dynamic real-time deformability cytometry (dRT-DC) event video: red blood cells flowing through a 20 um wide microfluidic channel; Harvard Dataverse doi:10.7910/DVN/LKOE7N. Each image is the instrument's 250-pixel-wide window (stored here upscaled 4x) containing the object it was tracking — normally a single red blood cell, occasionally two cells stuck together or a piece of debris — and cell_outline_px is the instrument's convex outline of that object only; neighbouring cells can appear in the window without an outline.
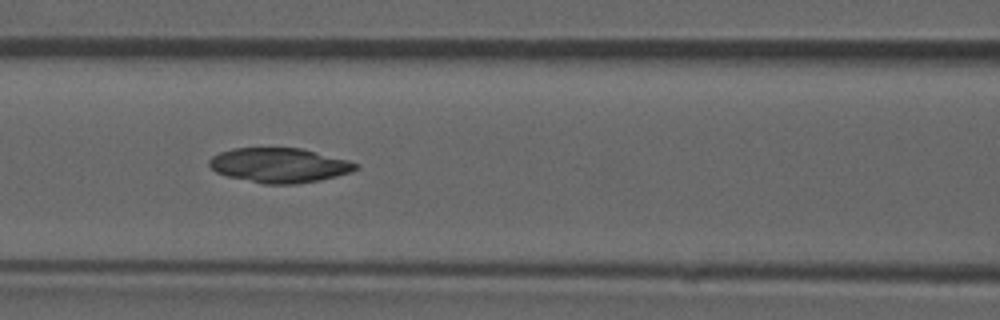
{"species": "common noctule bat (a hibernating species)", "species_latin": "Nyctalus noctula", "temperature_condition": "room temperature", "stored_images_in_passage": 38, "camera_frame_rate_fps": 3000, "um_per_image_px": 0.085, "animal": {"sex": "male", "forearm_length_mm": 52.5}, "frame": {"image": 1, "passage_image": 12, "time_ms": 3.667, "image_size_px": [1000, 320], "cell_outline_px": [[360, 168], [352, 172], [320, 180], [296, 184], [264, 184], [228, 176], [216, 172], [208, 164], [208, 160], [212, 156], [220, 152], [232, 148], [300, 148], [348, 160], [360, 164]], "centroid_in_image_um": [23.76, 14.05], "position_along_channel_um": 142.8, "area_um2": 29.59}}